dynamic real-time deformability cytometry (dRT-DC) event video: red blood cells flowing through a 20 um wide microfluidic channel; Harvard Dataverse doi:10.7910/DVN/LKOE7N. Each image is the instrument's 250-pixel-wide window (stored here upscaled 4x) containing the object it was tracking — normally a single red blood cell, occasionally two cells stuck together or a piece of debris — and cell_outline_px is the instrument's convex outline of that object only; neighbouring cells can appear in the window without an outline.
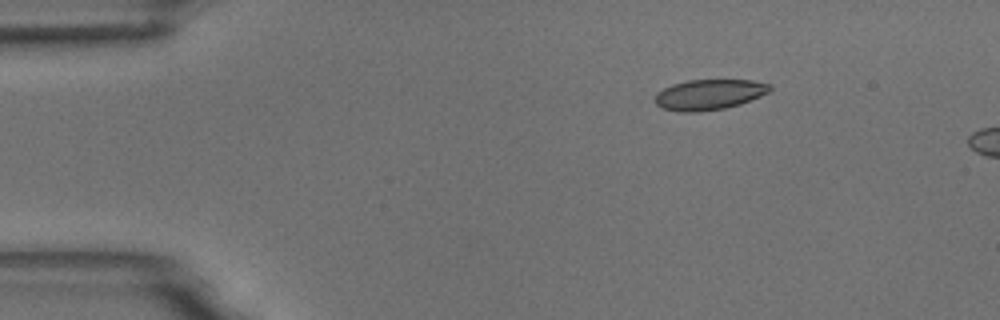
{"species": "common noctule bat (a hibernating species)", "species_latin": "Nyctalus noctula", "temperature_condition": "room temperature", "stored_images_in_passage": 4, "camera_frame_rate_fps": 3000, "um_per_image_px": 0.085, "animal": {"sex": "male", "body_mass_g": 18.8}, "frame": {"image": 1, "passage_image": 3, "time_ms": 2.333, "image_size_px": [1000, 320], "cell_outline_px": [[772, 88], [768, 92], [760, 96], [740, 104], [724, 108], [700, 112], [680, 112], [664, 108], [656, 104], [656, 92], [672, 84], [688, 80], [752, 80], [772, 84]], "centroid_in_image_um": [60.29, 8.03], "position_along_channel_um": 24.7, "area_um2": 20.35}}